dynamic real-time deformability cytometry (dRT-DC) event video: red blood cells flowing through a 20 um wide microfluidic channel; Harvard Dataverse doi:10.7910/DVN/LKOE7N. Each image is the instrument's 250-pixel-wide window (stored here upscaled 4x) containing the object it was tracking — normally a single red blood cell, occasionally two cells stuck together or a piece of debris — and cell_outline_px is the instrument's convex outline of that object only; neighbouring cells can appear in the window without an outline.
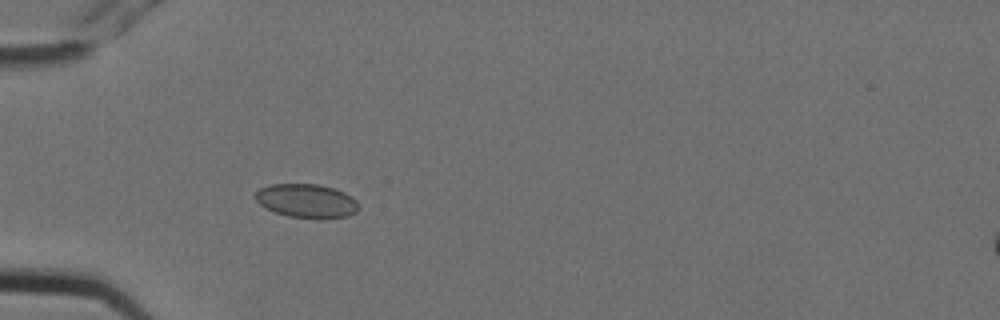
{"species": "Egyptian fruit bat (a non-hibernating species)", "species_latin": "Rousettus aegyptiacus", "temperature_condition": "cold", "stored_images_in_passage": 6, "segment_of_instrument_passage": [1, 2], "camera_frame_rate_fps": 3000, "um_per_image_px": 0.085, "animal": {"sex": "female"}, "frame": {"image": 1, "passage_image": 5, "time_ms": 1.333, "image_size_px": [1000, 320], "cell_outline_px": [[360, 208], [356, 212], [348, 216], [320, 220], [316, 220], [288, 216], [264, 208], [252, 196], [260, 188], [272, 184], [316, 184], [332, 188], [344, 192], [352, 196], [360, 204]], "centroid_in_image_um": [26.08, 17.1], "position_along_channel_um": 58.9, "area_um2": 20.81}}